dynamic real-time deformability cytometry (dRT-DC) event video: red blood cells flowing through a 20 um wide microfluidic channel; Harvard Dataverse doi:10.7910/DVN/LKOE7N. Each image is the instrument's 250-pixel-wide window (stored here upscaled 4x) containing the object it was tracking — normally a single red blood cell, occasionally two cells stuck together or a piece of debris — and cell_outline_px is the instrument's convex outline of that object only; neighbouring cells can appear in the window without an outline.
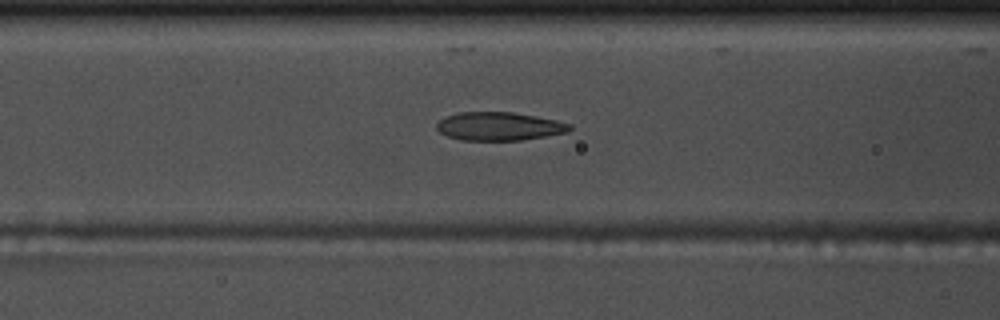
{"species": "common noctule bat (a hibernating species)", "species_latin": "Nyctalus noctula", "temperature_condition": "warm", "stored_images_in_passage": 55, "camera_frame_rate_fps": 3000, "um_per_image_px": 0.085, "animal": {"sex": "male", "body_mass_g": 17.5, "forearm_length_mm": 52.3}, "frame": {"image": 1, "passage_image": 22, "time_ms": 7.0, "image_size_px": [1000, 320], "cell_outline_px": [[572, 128], [568, 132], [520, 140], [460, 140], [448, 136], [440, 132], [436, 128], [436, 124], [444, 116], [460, 112], [512, 112], [536, 116], [556, 120], [572, 124]], "centroid_in_image_um": [42.42, 10.73], "position_along_channel_um": 124.2, "area_um2": 21.96}}
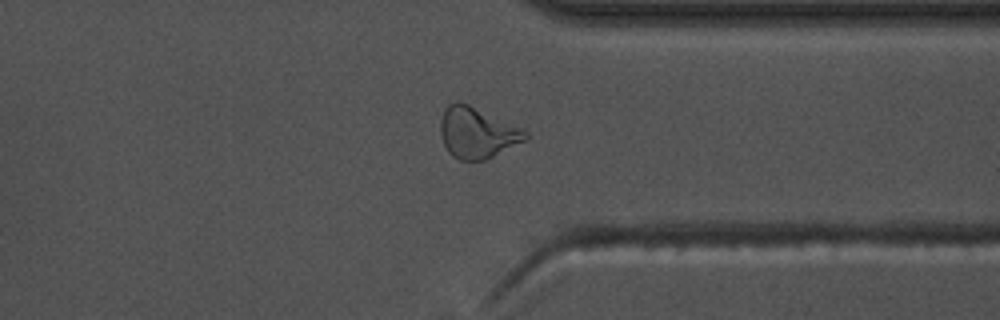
{"frame": {"image": 2, "passage_image": 42, "time_ms": 13.667, "image_size_px": [1000, 320], "cell_outline_px": [[528, 140], [484, 160], [460, 160], [452, 156], [448, 152], [444, 144], [440, 132], [440, 120], [444, 108], [448, 104], [456, 100], [460, 100], [524, 128], [528, 132]], "centroid_in_image_um": [40.57, 11.25], "position_along_channel_um": 370.8, "area_um2": 25.66}}
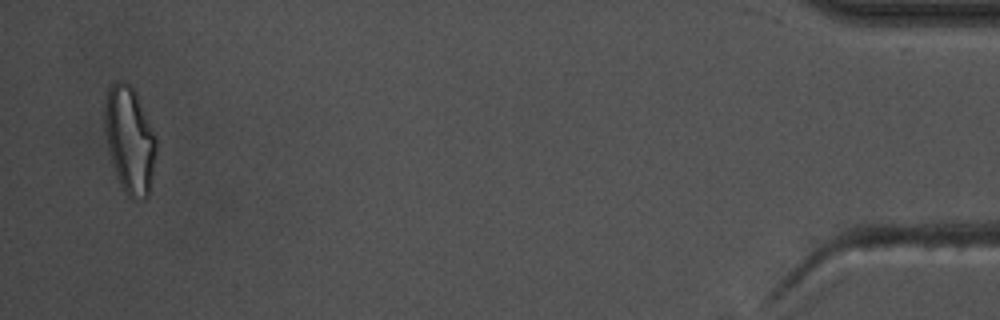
{"frame": {"image": 3, "passage_image": 53, "time_ms": 17.333, "image_size_px": [1000, 320], "cell_outline_px": [[156, 152], [148, 196], [144, 200], [132, 200], [124, 192], [120, 184], [112, 164], [108, 148], [104, 124], [104, 104], [108, 88], [116, 80], [124, 80], [136, 92], [156, 140]], "centroid_in_image_um": [11.0, 11.9], "position_along_channel_um": 424.2, "area_um2": 31.91}, "authors_computed_cell_mechanics": {"area_um2": 23.1778, "velocity_mm_per_s": 3.7287, "shape_relaxation_time_tau1_ms": 9.1314, "shape_relaxation_time_tau2_ms": 2.4448, "deformation_change_tau1": 0.2427, "deformation_change_tau2": 0.107}}